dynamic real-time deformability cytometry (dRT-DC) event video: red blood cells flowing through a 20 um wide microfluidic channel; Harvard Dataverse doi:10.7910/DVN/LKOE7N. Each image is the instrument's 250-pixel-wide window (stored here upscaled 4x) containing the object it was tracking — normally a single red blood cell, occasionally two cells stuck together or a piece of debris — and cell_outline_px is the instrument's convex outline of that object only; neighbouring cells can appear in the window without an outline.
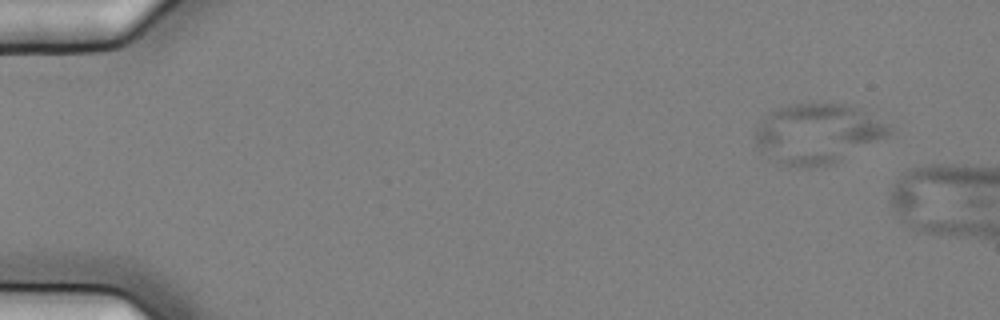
{"species": "common noctule bat (a hibernating species)", "species_latin": "Nyctalus noctula", "temperature_condition": "cold", "stored_images_in_passage": 3, "camera_frame_rate_fps": 3000, "um_per_image_px": 0.085, "animal": {"sex": "female", "body_mass_g": 25.1}, "frame": {"image": 1, "passage_image": 1, "time_ms": 0.0, "image_size_px": [1000, 320], "cell_outline_px": [[892, 132], [888, 136], [836, 164], [812, 168], [800, 168], [788, 164], [780, 160], [760, 148], [756, 144], [756, 124], [768, 112], [792, 104], [852, 104], [860, 108], [888, 124], [892, 128]], "centroid_in_image_um": [69.56, 11.34], "position_along_channel_um": 15.4, "area_um2": 46.53}}